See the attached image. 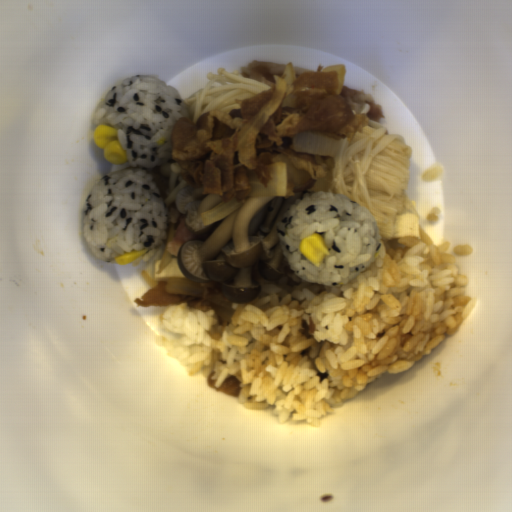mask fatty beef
Segmentation results:
<instances>
[{"label":"fatty beef","mask_w":512,"mask_h":512,"mask_svg":"<svg viewBox=\"0 0 512 512\" xmlns=\"http://www.w3.org/2000/svg\"><path fill=\"white\" fill-rule=\"evenodd\" d=\"M294 104L284 107L287 94L255 139V157L250 164L267 188L271 177L268 165L287 164V195L299 198L306 192H331L335 157L296 152L293 138L301 131H313L341 140L350 138L385 115L381 104L362 90L346 86L343 64L319 65L311 70L293 66Z\"/></svg>","instance_id":"8fa450e3"},{"label":"fatty beef","mask_w":512,"mask_h":512,"mask_svg":"<svg viewBox=\"0 0 512 512\" xmlns=\"http://www.w3.org/2000/svg\"><path fill=\"white\" fill-rule=\"evenodd\" d=\"M288 64L252 60L241 67L243 76L268 86L254 96L244 98L238 108L223 113L207 111L196 121L177 119L171 136L170 156L180 175L202 194L218 197L221 203L232 199L239 203L251 196L248 167L240 160L238 138L245 122L273 97L274 75H283Z\"/></svg>","instance_id":"1bbc456c"},{"label":"fatty beef","mask_w":512,"mask_h":512,"mask_svg":"<svg viewBox=\"0 0 512 512\" xmlns=\"http://www.w3.org/2000/svg\"><path fill=\"white\" fill-rule=\"evenodd\" d=\"M166 282L167 280H161L156 287H151L142 297L134 299V303L145 308L187 303L191 308L203 312L213 309L217 314L216 322L211 330L205 332L211 339L218 341L232 320L234 314L232 301L214 283H197L202 288V298H196L183 294H167Z\"/></svg>","instance_id":"5ad873be"},{"label":"fatty beef","mask_w":512,"mask_h":512,"mask_svg":"<svg viewBox=\"0 0 512 512\" xmlns=\"http://www.w3.org/2000/svg\"><path fill=\"white\" fill-rule=\"evenodd\" d=\"M216 370L209 372L206 382L207 386L219 393L230 397H239L241 392L240 381L235 375H230L226 380L222 382L219 387H215V382L212 377L215 375Z\"/></svg>","instance_id":"51303b74"}]
</instances>
